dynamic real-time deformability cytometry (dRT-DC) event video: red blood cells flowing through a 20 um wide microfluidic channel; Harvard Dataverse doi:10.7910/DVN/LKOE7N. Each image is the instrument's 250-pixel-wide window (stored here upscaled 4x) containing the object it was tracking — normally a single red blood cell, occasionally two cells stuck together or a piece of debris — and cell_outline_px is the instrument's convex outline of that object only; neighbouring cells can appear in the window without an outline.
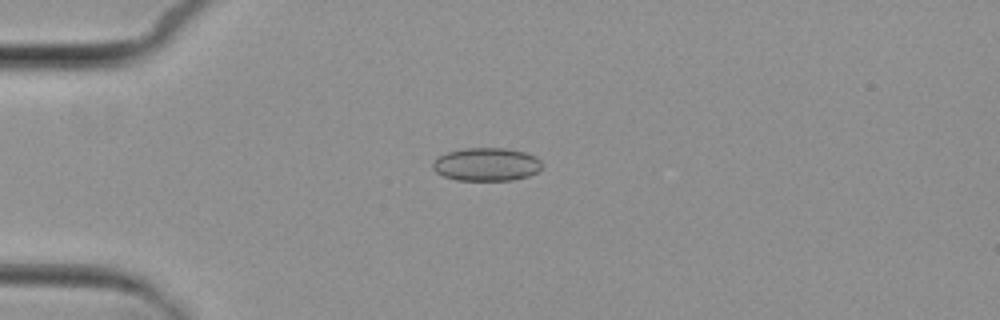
{"species": "common noctule bat (a hibernating species)", "species_latin": "Nyctalus noctula", "temperature_condition": "cold", "stored_images_in_passage": 4, "camera_frame_rate_fps": 3000, "um_per_image_px": 0.085, "animal": {"sex": "female", "body_mass_g": 29.2, "forearm_length_mm": 56.3}, "frame": {"image": 1, "passage_image": 4, "time_ms": 4.667, "image_size_px": [1000, 320], "cell_outline_px": [[540, 168], [536, 172], [528, 176], [512, 180], [456, 180], [444, 176], [436, 172], [432, 168], [432, 164], [440, 156], [448, 152], [464, 148], [508, 148], [524, 152], [536, 156], [540, 160]], "centroid_in_image_um": [41.35, 13.97], "position_along_channel_um": 43.7, "area_um2": 20.98}}